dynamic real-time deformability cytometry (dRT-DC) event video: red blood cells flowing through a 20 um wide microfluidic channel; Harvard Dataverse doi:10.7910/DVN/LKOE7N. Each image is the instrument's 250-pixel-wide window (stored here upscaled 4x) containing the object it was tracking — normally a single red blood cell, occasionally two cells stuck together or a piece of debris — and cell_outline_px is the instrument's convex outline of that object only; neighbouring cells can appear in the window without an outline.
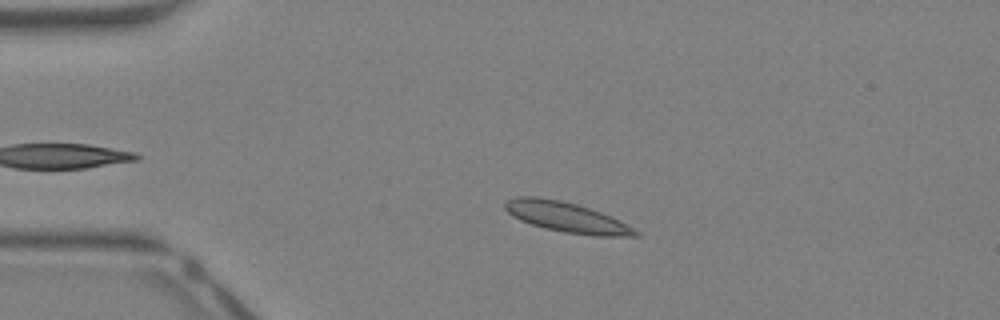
{"species": "Egyptian fruit bat (a non-hibernating species)", "species_latin": "Rousettus aegyptiacus", "temperature_condition": "warm", "stored_images_in_passage": 36, "camera_frame_rate_fps": 3000, "um_per_image_px": 0.085, "animal": {"sex": "female"}, "frame": {"image": 1, "passage_image": 7, "time_ms": 2.0, "image_size_px": [1000, 320], "cell_outline_px": [[640, 236], [592, 236], [564, 232], [544, 228], [520, 220], [512, 216], [504, 208], [504, 204], [508, 200], [516, 196], [536, 196], [560, 200], [576, 204], [612, 216], [640, 232]], "centroid_in_image_um": [48.15, 18.46], "position_along_channel_um": 36.8, "area_um2": 22.89}}
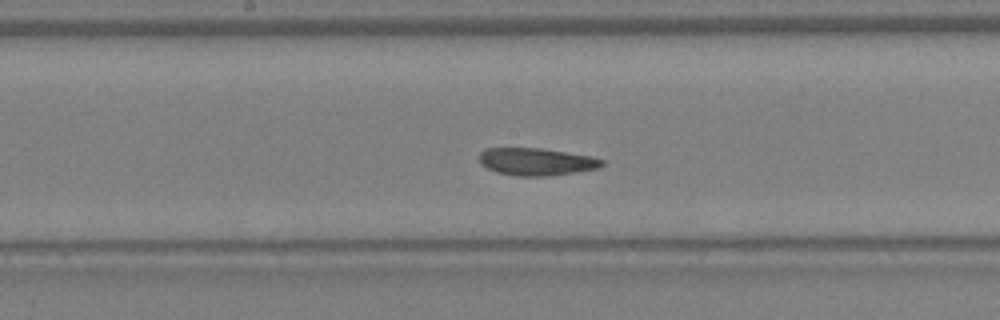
{"frame": {"image": 2, "passage_image": 20, "time_ms": 6.333, "image_size_px": [1000, 320], "cell_outline_px": [[604, 164], [600, 168], [544, 176], [516, 176], [496, 172], [480, 164], [480, 152], [484, 148], [540, 148], [592, 156], [604, 160]], "centroid_in_image_um": [45.58, 13.74], "position_along_channel_um": 202.6, "area_um2": 19.54}}
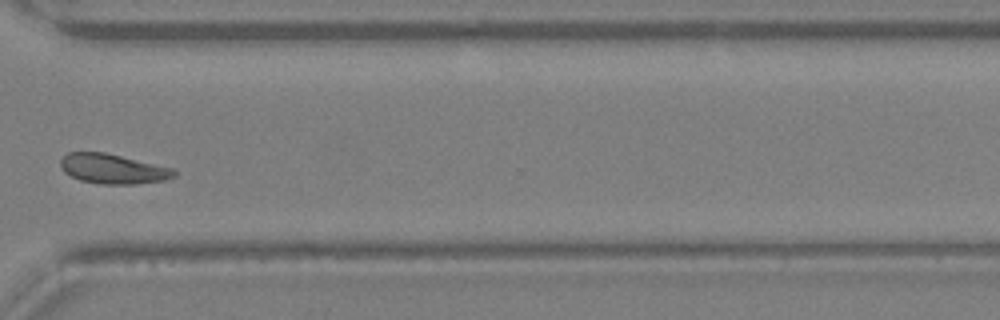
{"frame": {"image": 3, "passage_image": 30, "time_ms": 9.667, "image_size_px": [1000, 320], "cell_outline_px": [[176, 176], [164, 180], [136, 184], [100, 184], [80, 180], [64, 172], [60, 164], [60, 160], [68, 152], [104, 152], [176, 168]], "centroid_in_image_um": [9.63, 14.35], "position_along_channel_um": 361.0, "area_um2": 19.83}, "authors_computed_cell_mechanics": {"area_um2": 20.9814, "velocity_mm_per_s": 4.7482, "shape_relaxation_time_tau1_ms": 4.5701, "shape_relaxation_time_tau2_ms": 0.4086, "deformation_change_tau1": 0.1372, "deformation_change_tau2": 0.0515}}